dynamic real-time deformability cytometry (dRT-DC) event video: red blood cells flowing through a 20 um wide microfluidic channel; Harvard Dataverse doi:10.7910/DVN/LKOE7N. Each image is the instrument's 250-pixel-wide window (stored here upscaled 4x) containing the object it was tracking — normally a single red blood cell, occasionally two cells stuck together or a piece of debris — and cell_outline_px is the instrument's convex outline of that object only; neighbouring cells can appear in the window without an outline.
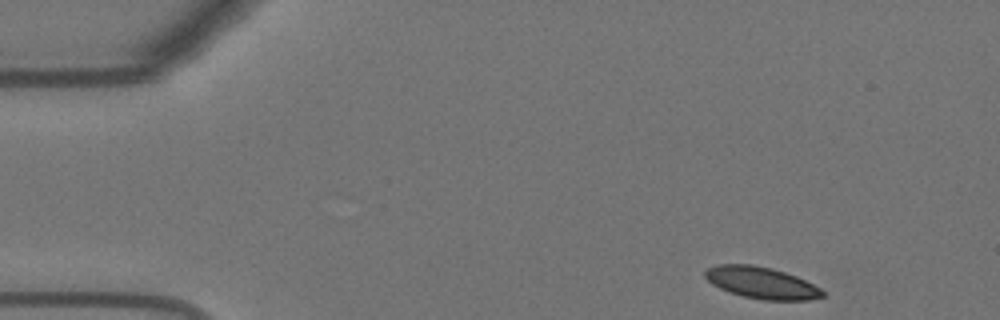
{"species": "Egyptian fruit bat (a non-hibernating species)", "species_latin": "Rousettus aegyptiacus", "temperature_condition": "warm", "stored_images_in_passage": 17, "camera_frame_rate_fps": 3000, "um_per_image_px": 0.085, "animal": {"sex": "female"}, "frame": {"image": 1, "passage_image": 1, "time_ms": 0.0, "image_size_px": [1000, 320], "cell_outline_px": [[824, 296], [808, 300], [764, 300], [744, 296], [728, 292], [712, 284], [704, 276], [704, 272], [708, 268], [716, 264], [752, 264], [772, 268], [796, 276], [820, 288], [824, 292]], "centroid_in_image_um": [64.7, 24.03], "position_along_channel_um": 20.3, "area_um2": 21.62}}
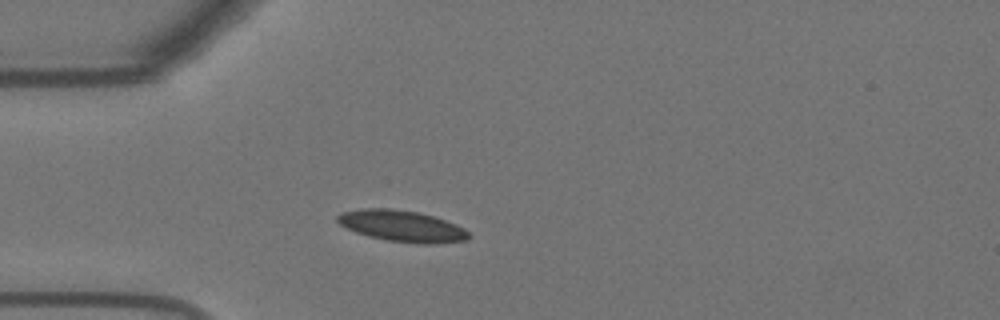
{"frame": {"image": 2, "passage_image": 10, "time_ms": 3.0, "image_size_px": [1000, 320], "cell_outline_px": [[472, 236], [468, 240], [436, 244], [420, 244], [384, 240], [368, 236], [356, 232], [340, 224], [336, 220], [336, 216], [340, 212], [360, 208], [392, 208], [416, 212], [432, 216], [456, 224], [464, 228]], "centroid_in_image_um": [34.17, 19.22], "position_along_channel_um": 50.8, "area_um2": 24.16}}
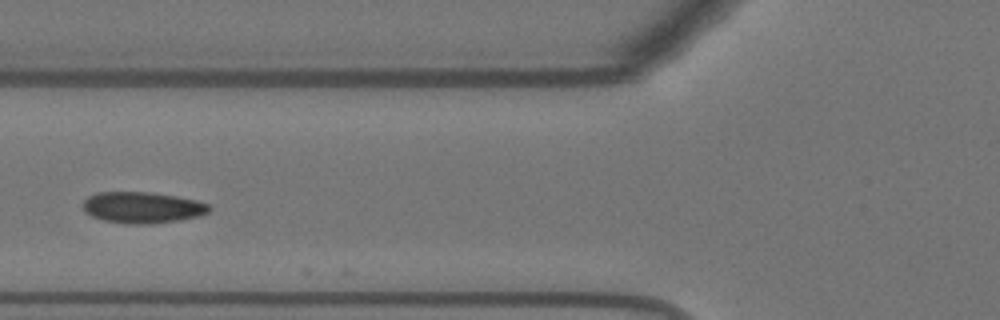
{"frame": {"image": 3, "passage_image": 16, "time_ms": 5.0, "image_size_px": [1000, 320], "cell_outline_px": [[212, 208], [208, 212], [200, 216], [180, 220], [152, 224], [128, 224], [104, 220], [92, 216], [84, 212], [84, 200], [88, 196], [100, 192], [148, 192], [176, 196], [196, 200], [208, 204]], "centroid_in_image_um": [12.12, 17.64], "position_along_channel_um": 113.7, "area_um2": 23.0}}